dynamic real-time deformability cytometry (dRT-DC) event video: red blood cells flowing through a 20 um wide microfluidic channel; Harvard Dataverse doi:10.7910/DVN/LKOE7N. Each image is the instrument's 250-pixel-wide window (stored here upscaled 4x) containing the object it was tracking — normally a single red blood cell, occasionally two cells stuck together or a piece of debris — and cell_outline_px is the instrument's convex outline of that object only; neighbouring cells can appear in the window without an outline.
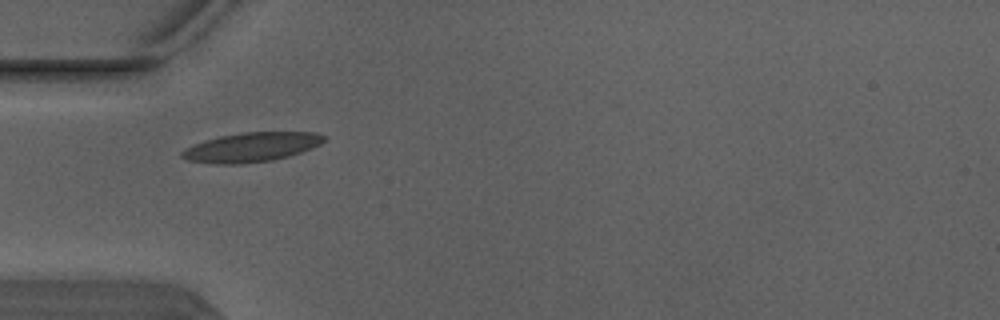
{"species": "Egyptian fruit bat (a non-hibernating species)", "species_latin": "Rousettus aegyptiacus", "temperature_condition": "warm", "stored_images_in_passage": 1, "camera_frame_rate_fps": 3000, "um_per_image_px": 0.085, "animal": {"sex": "male"}, "frame": {"image": 1, "passage_image": 1, "time_ms": 0.0, "image_size_px": [1000, 320], "cell_outline_px": [[324, 140], [320, 144], [300, 152], [288, 156], [272, 160], [240, 164], [216, 164], [188, 160], [180, 156], [180, 152], [184, 148], [204, 140], [220, 136], [244, 132], [316, 132], [324, 136]], "centroid_in_image_um": [21.32, 12.51], "position_along_channel_um": 63.7, "area_um2": 24.16}}